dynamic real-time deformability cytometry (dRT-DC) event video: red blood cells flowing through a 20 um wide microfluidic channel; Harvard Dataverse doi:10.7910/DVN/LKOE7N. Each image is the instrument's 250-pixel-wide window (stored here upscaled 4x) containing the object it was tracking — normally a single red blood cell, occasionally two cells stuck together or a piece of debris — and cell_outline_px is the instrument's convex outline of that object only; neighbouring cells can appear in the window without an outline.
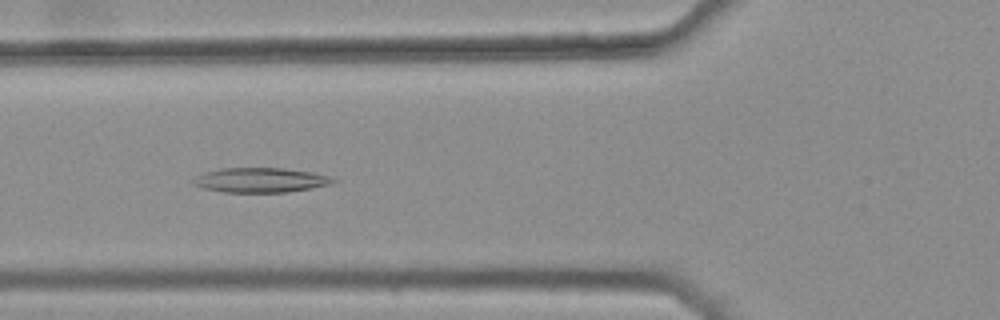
{"species": "common noctule bat (a hibernating species)", "species_latin": "Nyctalus noctula", "temperature_condition": "warm", "stored_images_in_passage": 34, "camera_frame_rate_fps": 3000, "um_per_image_px": 0.085, "animal": {"sex": "female", "body_mass_g": 25.1}, "frame": {"image": 1, "passage_image": 9, "time_ms": 2.667, "image_size_px": [1000, 320], "cell_outline_px": [[340, 180], [332, 184], [312, 188], [288, 192], [224, 192], [200, 188], [192, 184], [192, 180], [196, 176], [204, 172], [220, 168], [284, 168], [312, 172], [328, 176]], "centroid_in_image_um": [22.13, 15.31], "position_along_channel_um": 103.7, "area_um2": 20.35}}
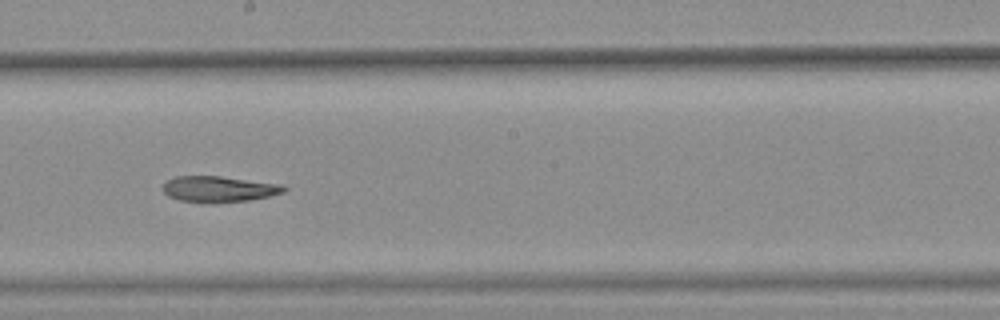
{"frame": {"image": 2, "passage_image": 19, "time_ms": 6.0, "image_size_px": [1000, 320], "cell_outline_px": [[288, 188], [284, 192], [268, 196], [248, 200], [180, 200], [168, 196], [160, 188], [168, 180], [176, 176], [220, 176], [280, 184]], "centroid_in_image_um": [18.59, 16.02], "position_along_channel_um": 229.6, "area_um2": 17.4}}
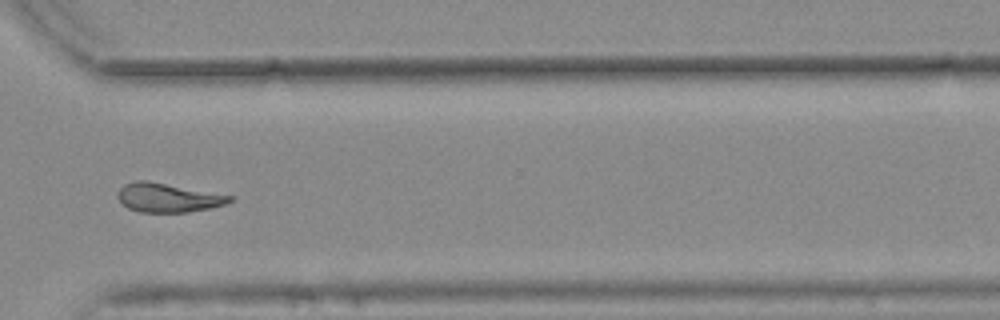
{"frame": {"image": 3, "passage_image": 29, "time_ms": 9.333, "image_size_px": [1000, 320], "cell_outline_px": [[232, 200], [228, 204], [188, 212], [140, 212], [128, 208], [116, 196], [116, 192], [124, 184], [136, 180], [144, 180], [232, 196]], "centroid_in_image_um": [14.23, 16.81], "position_along_channel_um": 356.4, "area_um2": 18.61}, "authors_computed_cell_mechanics": {"area_um2": 19.1318, "velocity_mm_per_s": 3.7798, "shape_relaxation_time_tau1_ms": null, "shape_relaxation_time_tau2_ms": 8.299, "deformation_change_tau1": null, "deformation_change_tau2": 0.1732}}